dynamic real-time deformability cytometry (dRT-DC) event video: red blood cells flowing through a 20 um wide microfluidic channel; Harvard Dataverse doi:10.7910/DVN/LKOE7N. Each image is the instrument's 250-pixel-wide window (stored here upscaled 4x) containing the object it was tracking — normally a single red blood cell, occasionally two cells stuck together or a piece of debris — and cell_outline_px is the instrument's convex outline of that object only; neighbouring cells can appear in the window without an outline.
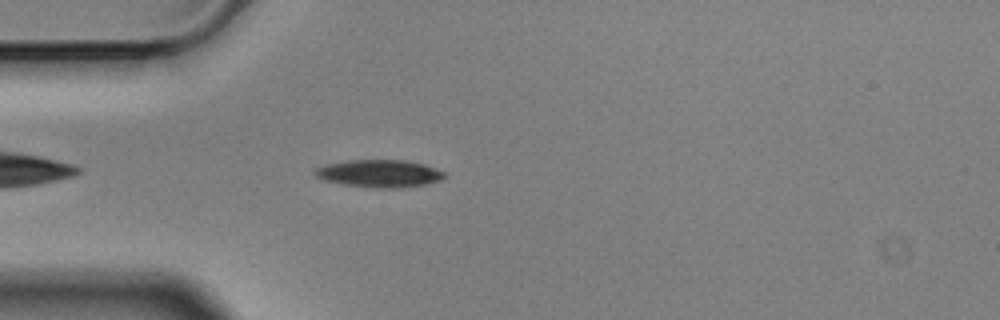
{"species": "Egyptian fruit bat (a non-hibernating species)", "species_latin": "Rousettus aegyptiacus", "temperature_condition": "cold", "stored_images_in_passage": 46, "camera_frame_rate_fps": 3000, "um_per_image_px": 0.085, "animal": {"sex": "male"}, "frame": {"image": 1, "passage_image": 5, "time_ms": 1.333, "image_size_px": [1000, 320], "cell_outline_px": [[448, 176], [440, 180], [424, 184], [400, 188], [376, 188], [340, 184], [324, 180], [316, 176], [312, 172], [316, 168], [324, 164], [348, 160], [404, 160], [424, 164], [444, 172]], "centroid_in_image_um": [32.21, 14.75], "position_along_channel_um": 52.8, "area_um2": 20.87}}
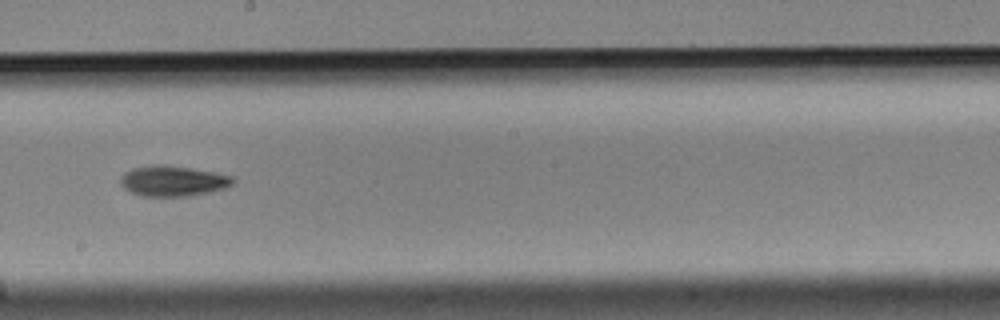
{"frame": {"image": 2, "passage_image": 21, "time_ms": 6.667, "image_size_px": [1000, 320], "cell_outline_px": [[236, 180], [232, 184], [224, 188], [192, 196], [140, 196], [124, 188], [120, 184], [120, 176], [124, 172], [132, 168], [152, 164], [164, 164], [212, 172], [232, 176]], "centroid_in_image_um": [14.65, 15.38], "position_along_channel_um": 233.5, "area_um2": 20.0}}
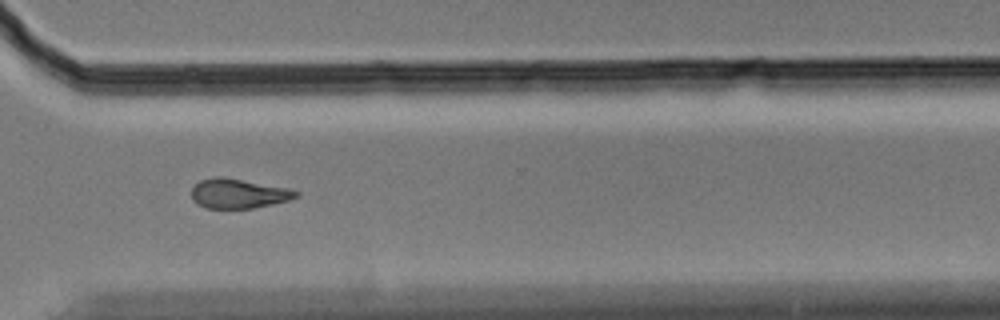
{"frame": {"image": 3, "passage_image": 31, "time_ms": 10.0, "image_size_px": [1000, 320], "cell_outline_px": [[300, 196], [288, 200], [272, 204], [252, 208], [208, 208], [192, 200], [192, 188], [200, 180], [216, 176], [224, 176], [288, 188], [300, 192]], "centroid_in_image_um": [20.28, 16.43], "position_along_channel_um": 350.3, "area_um2": 17.98}, "authors_computed_cell_mechanics": {"area_um2": 18.8139, "velocity_mm_per_s": 3.5103, "shape_relaxation_time_tau1_ms": 6.2534, "shape_relaxation_time_tau2_ms": 10.4519, "deformation_change_tau1": 0.1347, "deformation_change_tau2": 0.2107}}